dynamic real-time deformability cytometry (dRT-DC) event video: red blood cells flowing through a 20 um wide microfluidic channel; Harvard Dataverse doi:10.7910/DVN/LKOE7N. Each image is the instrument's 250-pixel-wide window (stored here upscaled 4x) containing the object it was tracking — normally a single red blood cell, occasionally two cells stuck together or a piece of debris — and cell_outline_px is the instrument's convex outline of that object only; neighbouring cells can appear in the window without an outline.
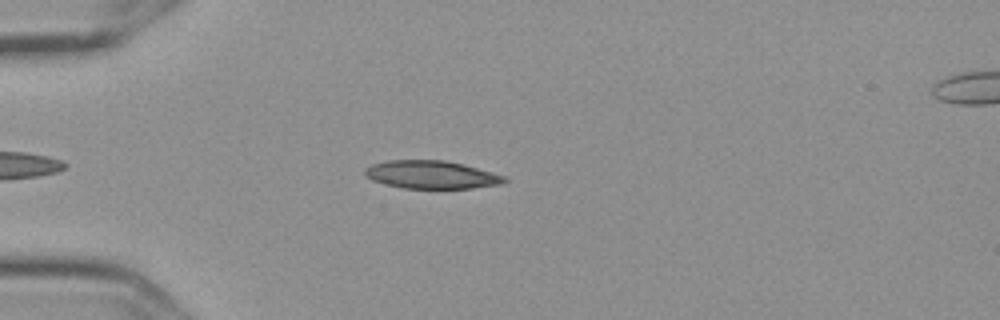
{"species": "Egyptian fruit bat (a non-hibernating species)", "species_latin": "Rousettus aegyptiacus", "temperature_condition": "cold", "stored_images_in_passage": 49, "camera_frame_rate_fps": 3000, "um_per_image_px": 0.085, "frame": {"image": 1, "passage_image": 8, "time_ms": 2.333, "image_size_px": [1000, 320], "cell_outline_px": [[508, 180], [500, 184], [472, 188], [404, 188], [372, 180], [364, 176], [364, 168], [372, 164], [388, 160], [444, 160], [464, 164], [504, 176]], "centroid_in_image_um": [36.64, 14.84], "position_along_channel_um": 48.4, "area_um2": 22.6}}
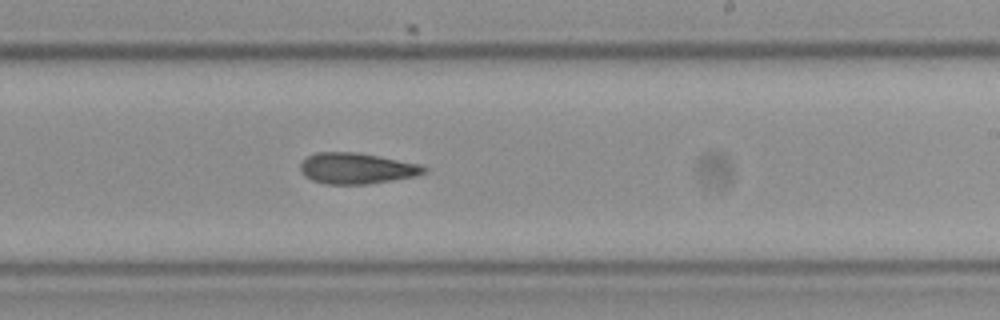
{"frame": {"image": 2, "passage_image": 27, "time_ms": 8.667, "image_size_px": [1000, 320], "cell_outline_px": [[428, 168], [424, 172], [416, 176], [368, 184], [328, 184], [312, 180], [304, 176], [300, 172], [300, 164], [308, 156], [316, 152], [356, 152], [420, 164]], "centroid_in_image_um": [30.29, 14.31], "position_along_channel_um": 258.7, "area_um2": 22.2}}
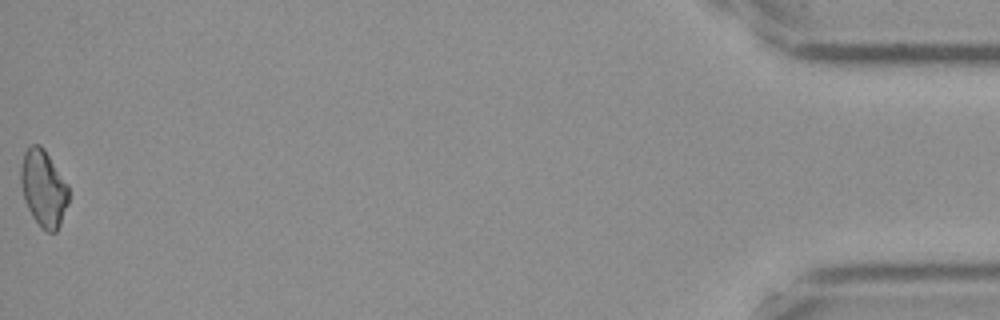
{"frame": {"image": 3, "passage_image": 49, "time_ms": 16.0, "image_size_px": [1000, 320], "cell_outline_px": [[68, 204], [60, 224], [56, 232], [48, 232], [40, 228], [32, 216], [24, 200], [20, 184], [20, 168], [24, 152], [32, 144], [40, 144], [44, 148], [68, 184]], "centroid_in_image_um": [3.69, 16.0], "position_along_channel_um": 431.5, "area_um2": 21.56}}